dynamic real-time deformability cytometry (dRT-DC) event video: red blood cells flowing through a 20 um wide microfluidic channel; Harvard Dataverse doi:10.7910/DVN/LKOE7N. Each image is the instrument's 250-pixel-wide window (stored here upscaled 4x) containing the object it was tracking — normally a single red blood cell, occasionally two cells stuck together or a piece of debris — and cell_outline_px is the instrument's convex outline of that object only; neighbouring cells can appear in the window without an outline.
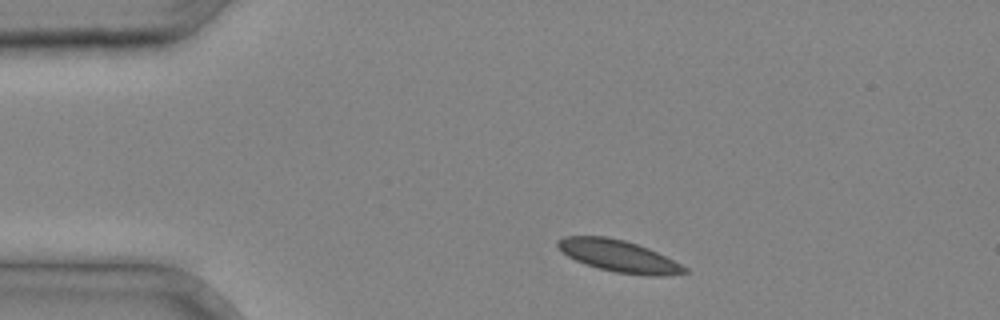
{"species": "common noctule bat (a hibernating species)", "species_latin": "Nyctalus noctula", "temperature_condition": "cold", "stored_images_in_passage": 32, "camera_frame_rate_fps": 3000, "um_per_image_px": 0.085, "animal": {"sex": "male", "body_mass_g": 20.4}, "frame": {"image": 1, "passage_image": 2, "time_ms": 0.333, "image_size_px": [1000, 320], "cell_outline_px": [[692, 272], [664, 276], [648, 276], [616, 272], [584, 264], [568, 256], [556, 244], [556, 240], [564, 236], [608, 236], [624, 240], [648, 248], [688, 268]], "centroid_in_image_um": [52.61, 21.76], "position_along_channel_um": 32.4, "area_um2": 23.41}}
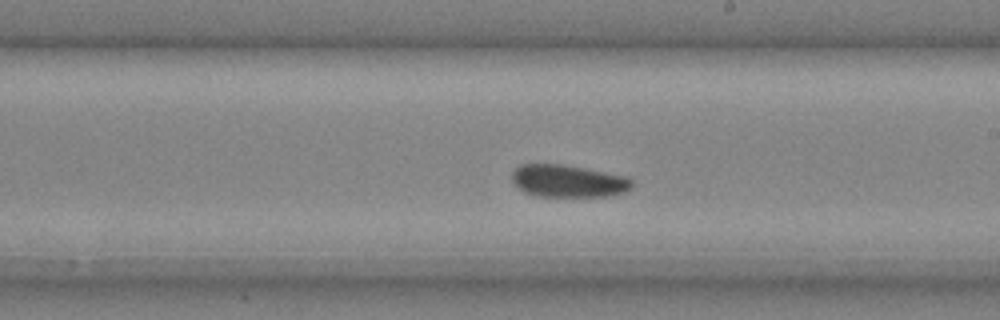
{"frame": {"image": 2, "passage_image": 17, "time_ms": 5.333, "image_size_px": [1000, 320], "cell_outline_px": [[632, 188], [624, 192], [608, 196], [536, 196], [524, 192], [512, 184], [512, 172], [520, 164], [560, 164], [584, 168], [628, 176], [632, 180]], "centroid_in_image_um": [48.28, 15.39], "position_along_channel_um": 240.7, "area_um2": 22.77}}
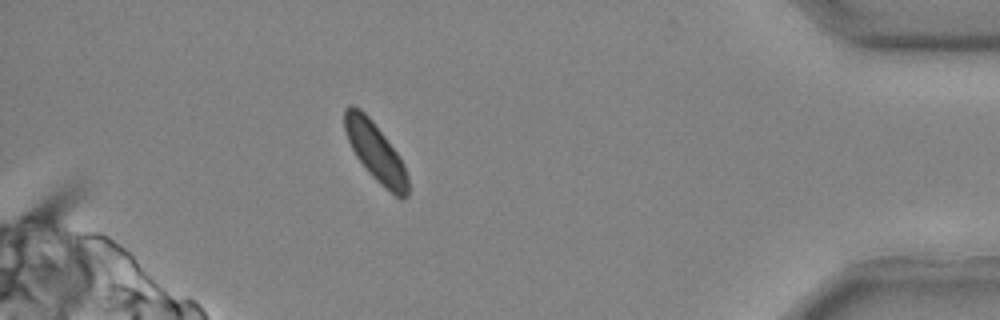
{"frame": {"image": 3, "passage_image": 29, "time_ms": 9.333, "image_size_px": [1000, 320], "cell_outline_px": [[408, 196], [404, 200], [400, 200], [384, 188], [368, 172], [356, 156], [348, 140], [344, 128], [344, 108], [348, 104], [352, 104], [360, 108], [372, 120], [400, 156], [404, 164], [408, 176]], "centroid_in_image_um": [31.93, 12.93], "position_along_channel_um": 403.3, "area_um2": 21.85}}